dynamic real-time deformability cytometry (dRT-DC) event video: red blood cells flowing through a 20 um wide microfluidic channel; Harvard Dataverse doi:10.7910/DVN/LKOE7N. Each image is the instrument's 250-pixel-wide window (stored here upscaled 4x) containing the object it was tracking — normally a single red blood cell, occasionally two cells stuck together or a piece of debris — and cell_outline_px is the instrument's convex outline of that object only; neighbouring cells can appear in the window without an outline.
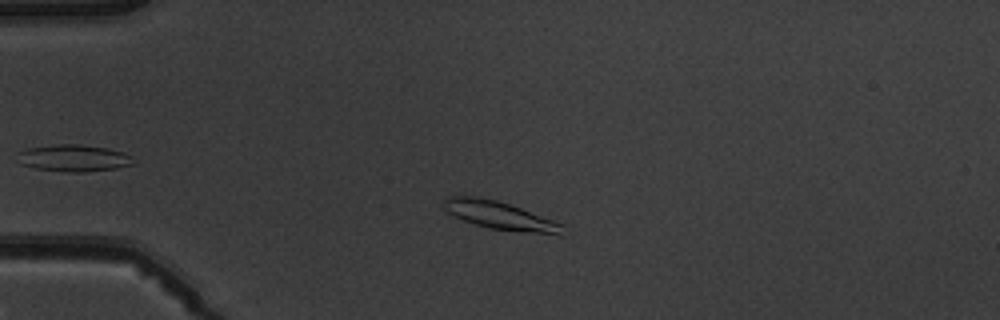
{"species": "common noctule bat (a hibernating species)", "species_latin": "Nyctalus noctula", "temperature_condition": "warm", "stored_images_in_passage": 3, "camera_frame_rate_fps": 3000, "um_per_image_px": 0.085, "animal": {"sex": "male", "body_mass_g": 19.5, "forearm_length_mm": 54.6}, "frame": {"image": 1, "passage_image": 2, "time_ms": 1.333, "image_size_px": [1000, 320], "cell_outline_px": [[564, 236], [560, 236], [488, 228], [464, 220], [448, 212], [440, 204], [448, 196], [480, 196], [496, 200], [520, 208], [564, 224]], "centroid_in_image_um": [42.54, 18.33], "position_along_channel_um": 42.5, "area_um2": 19.54}}